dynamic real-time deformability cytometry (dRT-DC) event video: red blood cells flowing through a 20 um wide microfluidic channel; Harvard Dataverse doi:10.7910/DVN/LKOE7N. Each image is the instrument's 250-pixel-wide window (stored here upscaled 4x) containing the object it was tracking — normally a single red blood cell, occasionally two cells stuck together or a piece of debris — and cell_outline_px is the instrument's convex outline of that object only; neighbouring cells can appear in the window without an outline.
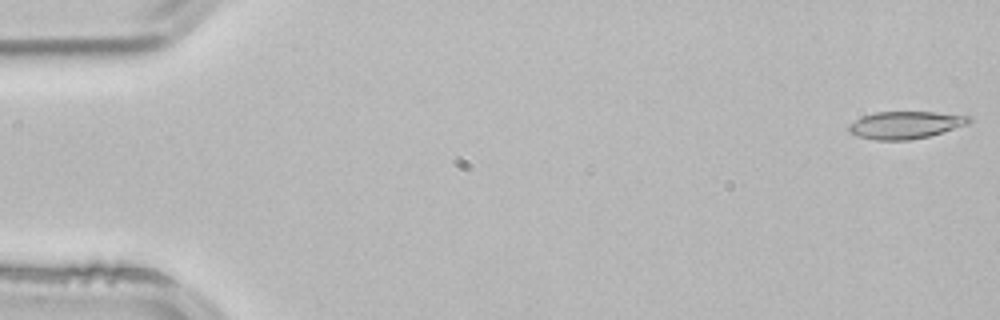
{"species": "common noctule bat (a hibernating species)", "species_latin": "Nyctalus noctula", "temperature_condition": "room temperature", "stored_images_in_passage": 3, "camera_frame_rate_fps": 3000, "um_per_image_px": 0.085, "animal": {"sex": "male", "body_mass_g": 21.5, "forearm_length_mm": 52.0}, "frame": {"image": 1, "passage_image": 1, "time_ms": 0.0, "image_size_px": [1000, 320], "cell_outline_px": [[972, 120], [968, 124], [928, 136], [908, 140], [872, 140], [856, 136], [848, 132], [848, 124], [864, 116], [876, 112], [936, 112], [968, 116]], "centroid_in_image_um": [76.91, 10.63], "position_along_channel_um": 8.1, "area_um2": 19.07}}
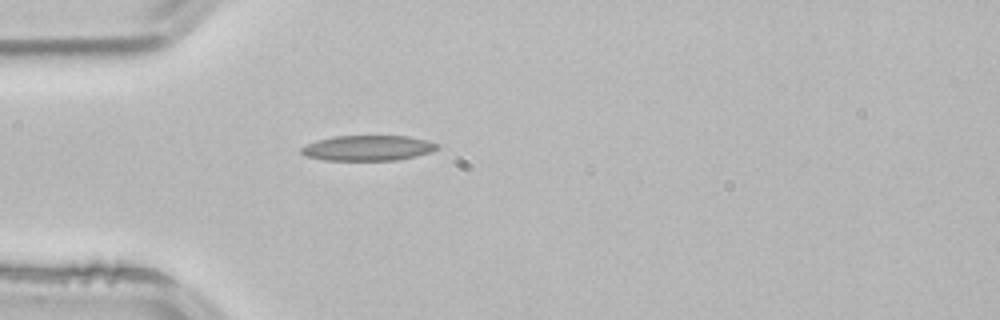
{"frame": {"image": 2, "passage_image": 3, "time_ms": 0.667, "image_size_px": [1000, 320], "cell_outline_px": [[440, 148], [416, 156], [396, 160], [324, 160], [308, 156], [300, 152], [300, 148], [304, 144], [316, 140], [336, 136], [408, 136], [440, 144]], "centroid_in_image_um": [31.24, 12.58], "position_along_channel_um": 53.8, "area_um2": 20.0}}